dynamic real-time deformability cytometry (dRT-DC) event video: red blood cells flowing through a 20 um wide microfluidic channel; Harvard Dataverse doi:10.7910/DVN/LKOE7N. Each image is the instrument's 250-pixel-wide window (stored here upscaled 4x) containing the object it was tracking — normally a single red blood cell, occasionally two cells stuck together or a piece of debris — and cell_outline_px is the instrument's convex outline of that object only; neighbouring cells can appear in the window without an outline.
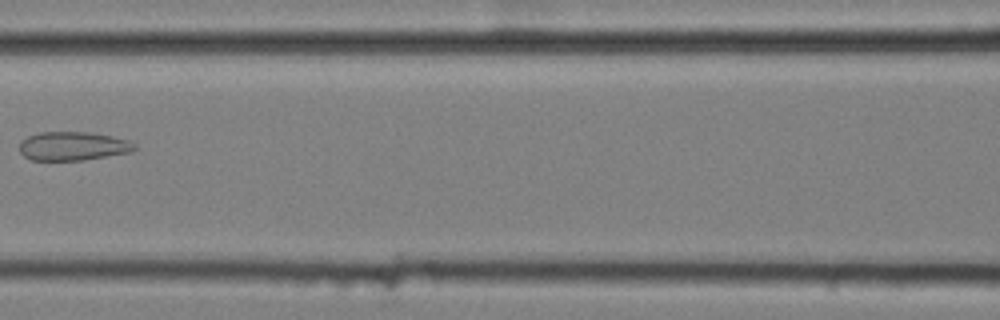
{"species": "common noctule bat (a hibernating species)", "species_latin": "Nyctalus noctula", "temperature_condition": "cold", "stored_images_in_passage": 6, "camera_frame_rate_fps": 3000, "um_per_image_px": 0.085, "animal": {"sex": "female", "body_mass_g": 25.1}, "frame": {"image": 1, "passage_image": 3, "time_ms": 0.667, "image_size_px": [1000, 320], "cell_outline_px": [[136, 148], [132, 152], [84, 160], [32, 160], [24, 156], [20, 152], [20, 140], [28, 136], [40, 132], [92, 132], [112, 136], [128, 140], [136, 144]], "centroid_in_image_um": [6.21, 12.41], "position_along_channel_um": 160.4, "area_um2": 19.42}}
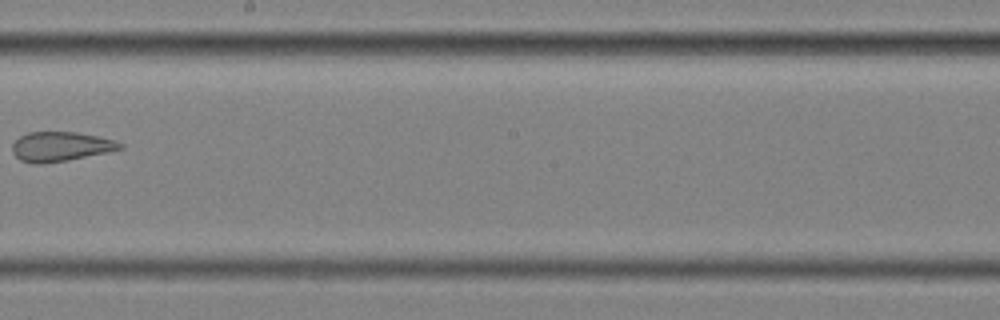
{"frame": {"image": 2, "passage_image": 5, "time_ms": 1.333, "image_size_px": [1000, 320], "cell_outline_px": [[124, 148], [68, 160], [40, 164], [32, 164], [20, 160], [12, 152], [12, 144], [20, 136], [28, 132], [76, 132], [116, 140], [124, 144]], "centroid_in_image_um": [5.13, 12.46], "position_along_channel_um": 243.1, "area_um2": 18.5}}
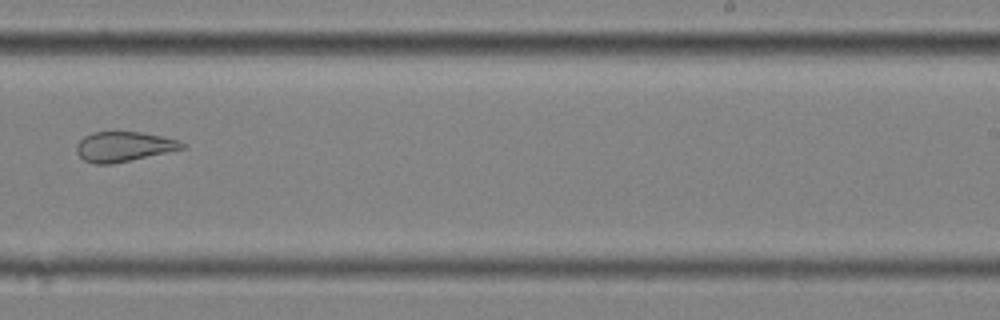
{"frame": {"image": 3, "passage_image": 6, "time_ms": 1.667, "image_size_px": [1000, 320], "cell_outline_px": [[188, 148], [112, 164], [96, 164], [84, 160], [76, 152], [76, 144], [84, 136], [92, 132], [140, 132], [180, 140], [188, 144]], "centroid_in_image_um": [10.56, 12.46], "position_along_channel_um": 278.4, "area_um2": 18.55}}